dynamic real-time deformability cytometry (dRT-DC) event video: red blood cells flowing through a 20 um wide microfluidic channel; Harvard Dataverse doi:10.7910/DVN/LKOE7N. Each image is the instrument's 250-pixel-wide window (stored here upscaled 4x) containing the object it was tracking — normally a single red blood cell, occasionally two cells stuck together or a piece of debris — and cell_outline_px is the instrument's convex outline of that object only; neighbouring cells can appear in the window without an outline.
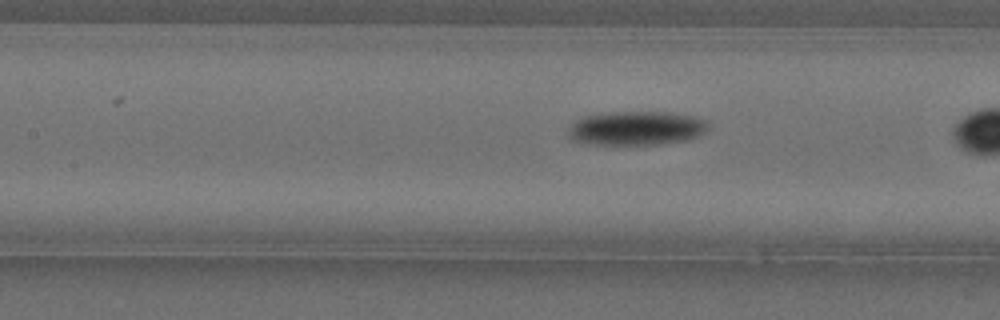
{"species": "Egyptian fruit bat (a non-hibernating species)", "species_latin": "Rousettus aegyptiacus", "temperature_condition": "cold", "stored_images_in_passage": 33, "camera_frame_rate_fps": 3000, "um_per_image_px": 0.085, "animal": {"sex": "female"}, "frame": {"image": 1, "passage_image": 17, "time_ms": 5.333, "image_size_px": [1000, 320], "cell_outline_px": [[712, 124], [700, 136], [688, 140], [660, 144], [592, 144], [572, 140], [568, 136], [568, 128], [580, 116], [600, 112], [672, 112], [696, 116], [708, 120]], "centroid_in_image_um": [54.13, 10.88], "position_along_channel_um": 153.3, "area_um2": 28.38}}
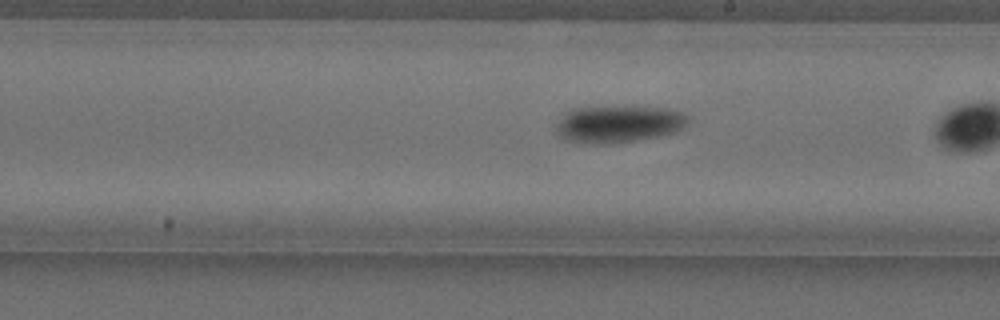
{"frame": {"image": 2, "passage_image": 24, "time_ms": 7.667, "image_size_px": [1000, 320], "cell_outline_px": [[688, 124], [684, 128], [676, 132], [636, 140], [612, 144], [592, 144], [564, 140], [556, 136], [556, 124], [568, 112], [576, 108], [668, 108], [684, 112], [688, 116]], "centroid_in_image_um": [52.59, 10.58], "position_along_channel_um": 236.4, "area_um2": 28.21}}